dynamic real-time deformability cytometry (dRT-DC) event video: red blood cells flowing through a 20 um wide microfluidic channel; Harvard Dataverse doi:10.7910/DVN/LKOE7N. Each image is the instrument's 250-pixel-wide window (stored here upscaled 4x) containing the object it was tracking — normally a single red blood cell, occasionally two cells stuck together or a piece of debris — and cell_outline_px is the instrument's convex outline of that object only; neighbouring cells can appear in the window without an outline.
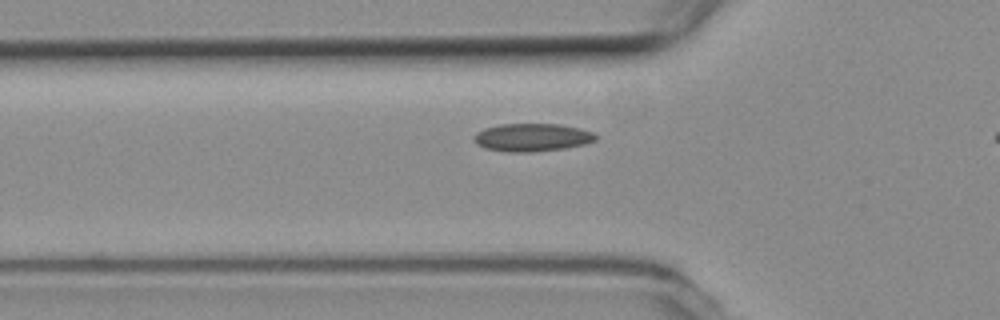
{"species": "common noctule bat (a hibernating species)", "species_latin": "Nyctalus noctula", "temperature_condition": "room temperature", "stored_images_in_passage": 30, "camera_frame_rate_fps": 3000, "um_per_image_px": 0.085, "animal": {"sex": "female", "body_mass_g": 19.3, "forearm_length_mm": 54.1}, "frame": {"image": 1, "passage_image": 2, "time_ms": 0.333, "image_size_px": [1000, 320], "cell_outline_px": [[596, 140], [584, 144], [564, 148], [532, 152], [508, 152], [484, 148], [476, 144], [472, 140], [472, 136], [476, 132], [484, 128], [500, 124], [560, 124], [580, 128], [592, 132], [596, 136]], "centroid_in_image_um": [45.17, 11.68], "position_along_channel_um": 80.6, "area_um2": 19.94}}
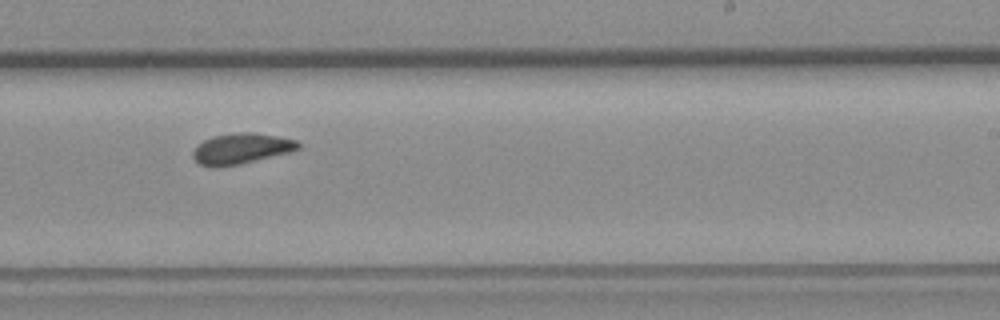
{"frame": {"image": 2, "passage_image": 17, "time_ms": 5.333, "image_size_px": [1000, 320], "cell_outline_px": [[300, 148], [292, 152], [240, 164], [220, 168], [212, 168], [200, 164], [192, 156], [192, 152], [204, 140], [212, 136], [240, 132], [252, 132], [276, 136], [296, 140], [300, 144]], "centroid_in_image_um": [20.51, 12.65], "position_along_channel_um": 268.5, "area_um2": 18.9}}
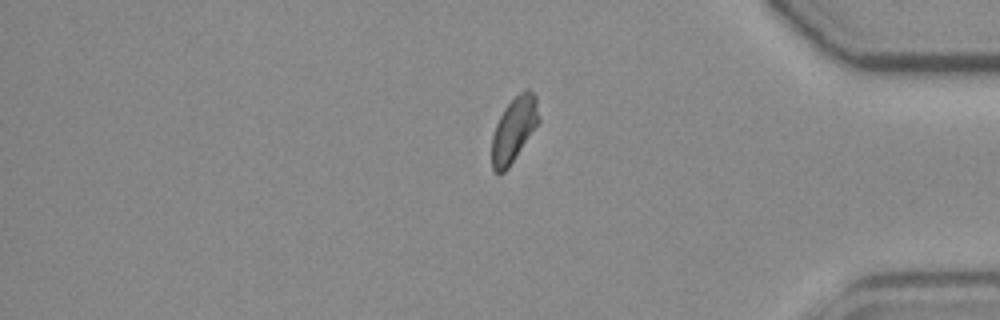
{"frame": {"image": 3, "passage_image": 29, "time_ms": 9.333, "image_size_px": [1000, 320], "cell_outline_px": [[540, 120], [508, 168], [504, 172], [496, 172], [492, 168], [492, 136], [496, 124], [504, 108], [520, 92], [528, 88], [536, 96]], "centroid_in_image_um": [43.68, 10.98], "position_along_channel_um": 391.5, "area_um2": 17.4}}